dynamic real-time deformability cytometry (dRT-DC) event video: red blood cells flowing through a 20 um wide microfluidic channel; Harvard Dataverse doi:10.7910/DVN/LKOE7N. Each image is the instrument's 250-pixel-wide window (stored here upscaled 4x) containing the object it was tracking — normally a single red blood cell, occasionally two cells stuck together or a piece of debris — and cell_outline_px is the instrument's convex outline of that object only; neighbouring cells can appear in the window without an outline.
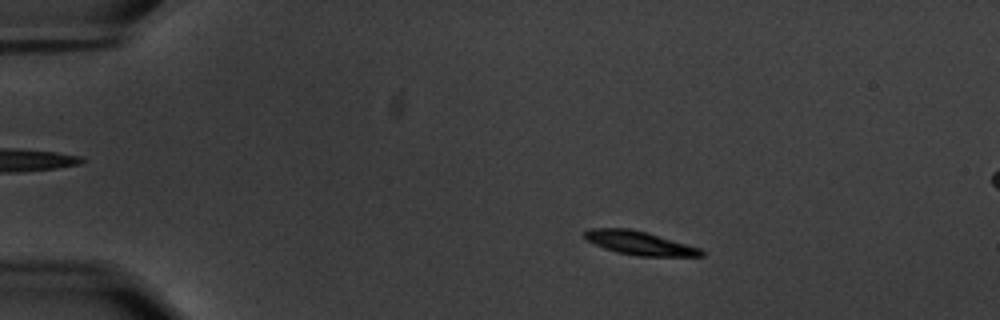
{"species": "common noctule bat (a hibernating species)", "species_latin": "Nyctalus noctula", "temperature_condition": "warm", "stored_images_in_passage": 58, "camera_frame_rate_fps": 3000, "um_per_image_px": 0.085, "animal": {"sex": "male", "body_mass_g": 20.1, "forearm_length_mm": 53.5}, "frame": {"image": 1, "passage_image": 11, "time_ms": 3.333, "image_size_px": [1000, 320], "cell_outline_px": [[704, 256], [636, 256], [616, 252], [604, 248], [588, 240], [584, 236], [584, 232], [588, 228], [628, 228], [648, 232], [700, 248], [704, 252]], "centroid_in_image_um": [54.36, 20.65], "position_along_channel_um": 30.6, "area_um2": 16.07}}
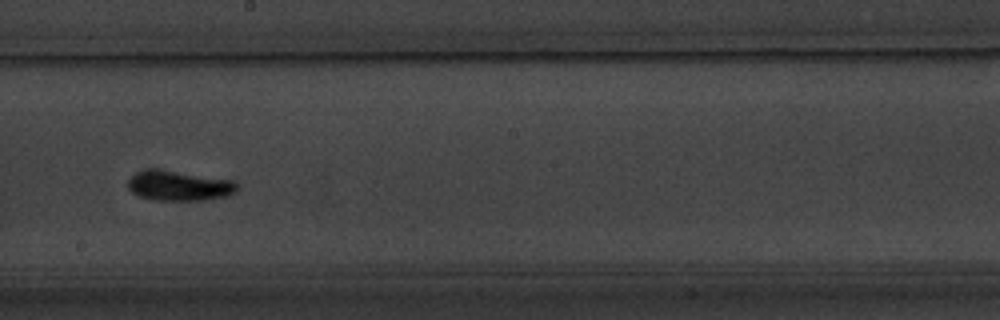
{"frame": {"image": 2, "passage_image": 34, "time_ms": 11.0, "image_size_px": [1000, 320], "cell_outline_px": [[240, 188], [236, 192], [228, 196], [204, 200], [152, 200], [140, 196], [132, 192], [128, 188], [128, 180], [136, 172], [176, 172], [236, 180]], "centroid_in_image_um": [15.33, 15.84], "position_along_channel_um": 232.9, "area_um2": 18.55}}
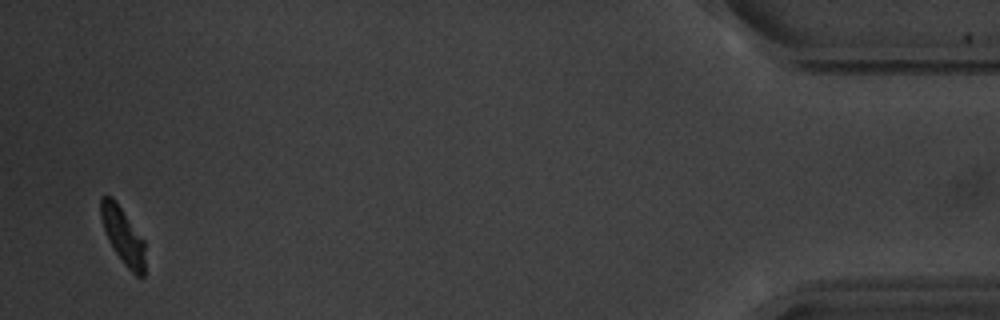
{"frame": {"image": 3, "passage_image": 57, "time_ms": 18.667, "image_size_px": [1000, 320], "cell_outline_px": [[144, 276], [136, 276], [124, 264], [116, 252], [104, 228], [100, 216], [100, 196], [112, 196], [144, 240]], "centroid_in_image_um": [10.45, 20.01], "position_along_channel_um": 424.8, "area_um2": 14.1}, "authors_computed_cell_mechanics": {"area_um2": 16.3574, "velocity_mm_per_s": 3.4961, "shape_relaxation_time_tau1_ms": 6.6251, "shape_relaxation_time_tau2_ms": 10.8893, "deformation_change_tau1": 0.2613, "deformation_change_tau2": 0.1185}}